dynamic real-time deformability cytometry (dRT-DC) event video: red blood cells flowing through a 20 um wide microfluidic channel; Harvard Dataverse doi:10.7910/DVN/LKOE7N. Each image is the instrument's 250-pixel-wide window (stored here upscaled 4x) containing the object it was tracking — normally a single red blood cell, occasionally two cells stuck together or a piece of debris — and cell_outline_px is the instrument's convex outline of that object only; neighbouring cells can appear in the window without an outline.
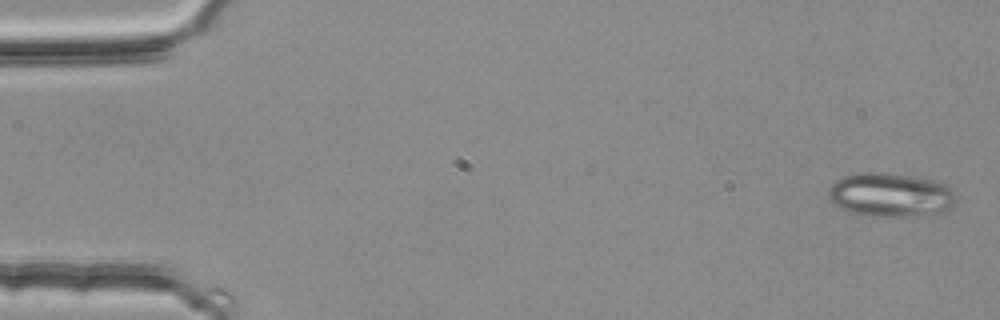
{"species": "common noctule bat (a hibernating species)", "species_latin": "Nyctalus noctula", "temperature_condition": "room temperature", "stored_images_in_passage": 4, "camera_frame_rate_fps": 3000, "um_per_image_px": 0.085, "animal": {"sex": "female", "body_mass_g": 25.1}, "frame": {"image": 1, "passage_image": 1, "time_ms": 0.0, "image_size_px": [1000, 320], "cell_outline_px": [[956, 204], [944, 212], [904, 216], [872, 216], [852, 212], [840, 208], [828, 200], [828, 188], [836, 180], [844, 176], [864, 172], [876, 172], [912, 176], [936, 180], [952, 188], [956, 192]], "centroid_in_image_um": [75.71, 16.56], "position_along_channel_um": 9.3, "area_um2": 32.77}}